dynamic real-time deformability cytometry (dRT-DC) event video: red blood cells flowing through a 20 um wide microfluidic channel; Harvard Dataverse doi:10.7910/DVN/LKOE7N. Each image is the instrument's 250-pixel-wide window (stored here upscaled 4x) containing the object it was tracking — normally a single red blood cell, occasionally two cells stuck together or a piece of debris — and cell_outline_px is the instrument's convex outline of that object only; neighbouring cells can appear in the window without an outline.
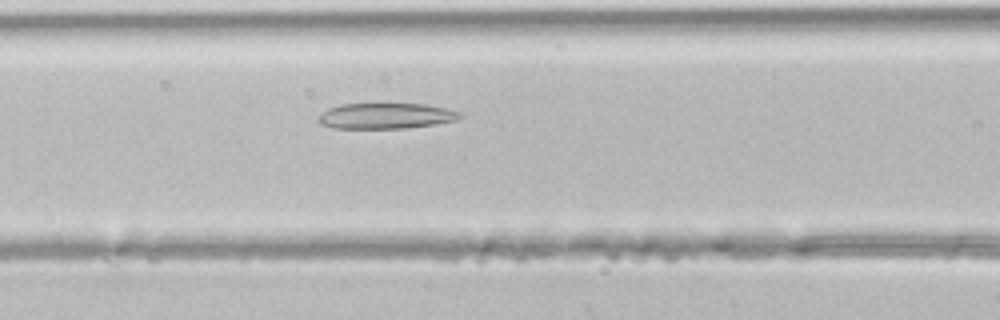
{"species": "common noctule bat (a hibernating species)", "species_latin": "Nyctalus noctula", "temperature_condition": "room temperature", "stored_images_in_passage": 39, "camera_frame_rate_fps": 3000, "um_per_image_px": 0.085, "animal": {"sex": "male", "body_mass_g": 21.5, "forearm_length_mm": 52.0}, "frame": {"image": 1, "passage_image": 14, "time_ms": 4.333, "image_size_px": [1000, 320], "cell_outline_px": [[464, 116], [456, 120], [436, 124], [404, 128], [332, 128], [320, 124], [316, 120], [328, 108], [340, 104], [424, 104], [448, 108], [464, 112]], "centroid_in_image_um": [32.85, 9.85], "position_along_channel_um": 133.8, "area_um2": 21.33}}
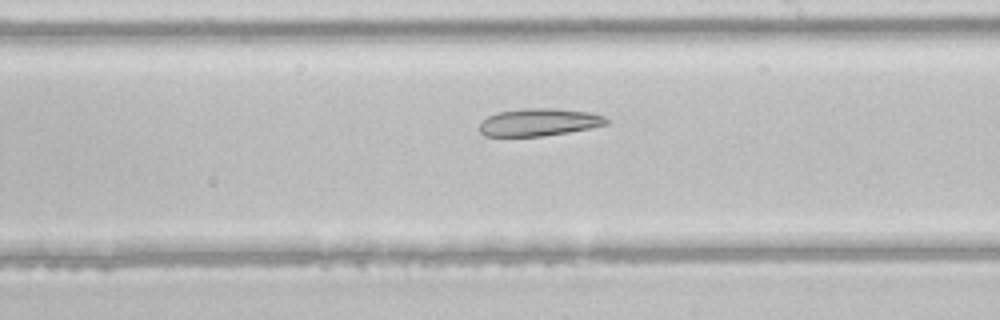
{"frame": {"image": 2, "passage_image": 21, "time_ms": 6.667, "image_size_px": [1000, 320], "cell_outline_px": [[608, 124], [592, 128], [544, 136], [484, 136], [480, 132], [480, 124], [488, 116], [496, 112], [524, 108], [556, 108], [588, 112], [604, 116], [608, 120]], "centroid_in_image_um": [45.82, 10.38], "position_along_channel_um": 243.2, "area_um2": 20.4}}
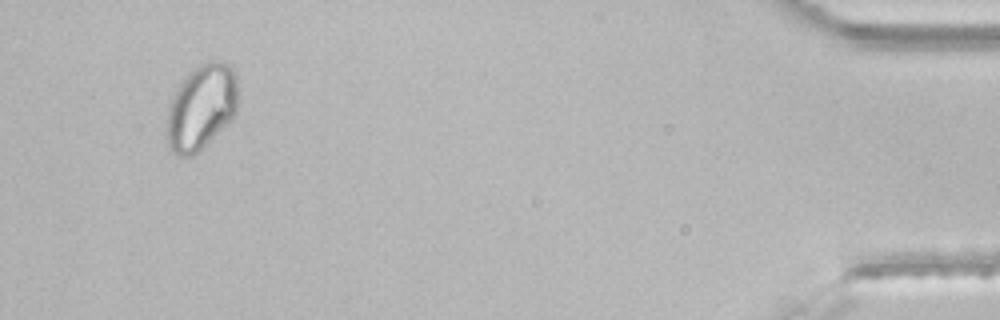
{"frame": {"image": 3, "passage_image": 37, "time_ms": 12.0, "image_size_px": [1000, 320], "cell_outline_px": [[236, 112], [232, 120], [228, 124], [192, 156], [176, 156], [168, 148], [168, 104], [176, 88], [188, 72], [192, 68], [208, 60], [216, 60], [228, 64], [236, 72]], "centroid_in_image_um": [17.1, 9.08], "position_along_channel_um": 418.1, "area_um2": 35.43}}